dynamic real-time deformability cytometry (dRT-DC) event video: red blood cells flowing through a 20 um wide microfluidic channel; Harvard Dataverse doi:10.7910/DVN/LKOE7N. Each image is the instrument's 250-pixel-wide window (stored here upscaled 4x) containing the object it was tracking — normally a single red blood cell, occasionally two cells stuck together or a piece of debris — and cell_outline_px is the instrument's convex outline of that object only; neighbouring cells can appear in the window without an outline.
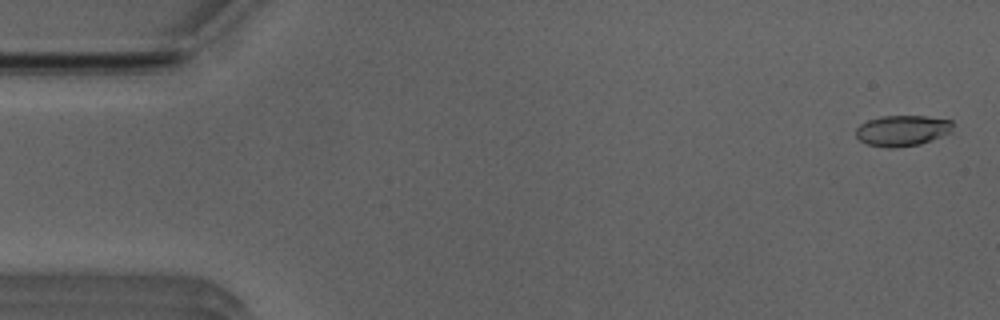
{"species": "Egyptian fruit bat (a non-hibernating species)", "species_latin": "Rousettus aegyptiacus", "temperature_condition": "room temperature", "stored_images_in_passage": 53, "camera_frame_rate_fps": 3000, "um_per_image_px": 0.085, "animal": {"sex": "male"}, "frame": {"image": 1, "passage_image": 2, "time_ms": 0.333, "image_size_px": [1000, 320], "cell_outline_px": [[952, 132], [932, 140], [920, 144], [896, 148], [888, 148], [868, 144], [860, 140], [856, 136], [856, 128], [860, 124], [868, 120], [880, 116], [928, 116], [952, 120]], "centroid_in_image_um": [76.71, 11.1], "position_along_channel_um": 8.3, "area_um2": 17.51}}
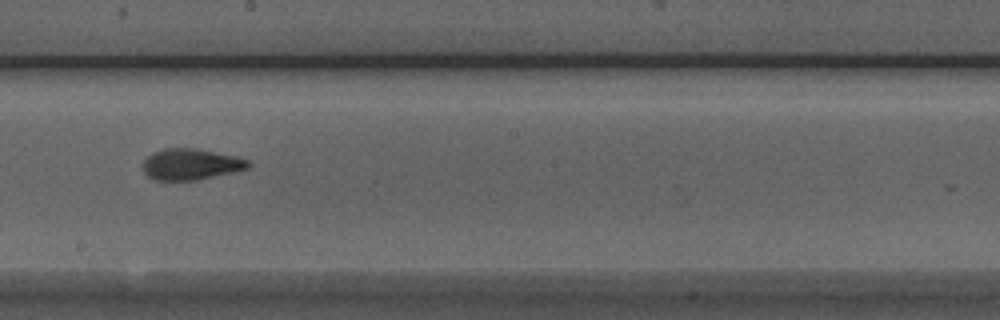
{"frame": {"image": 2, "passage_image": 29, "time_ms": 9.333, "image_size_px": [1000, 320], "cell_outline_px": [[252, 164], [248, 168], [236, 172], [196, 180], [152, 180], [144, 172], [144, 160], [152, 152], [164, 148], [196, 148], [236, 156], [248, 160]], "centroid_in_image_um": [16.24, 13.96], "position_along_channel_um": 232.0, "area_um2": 19.25}}
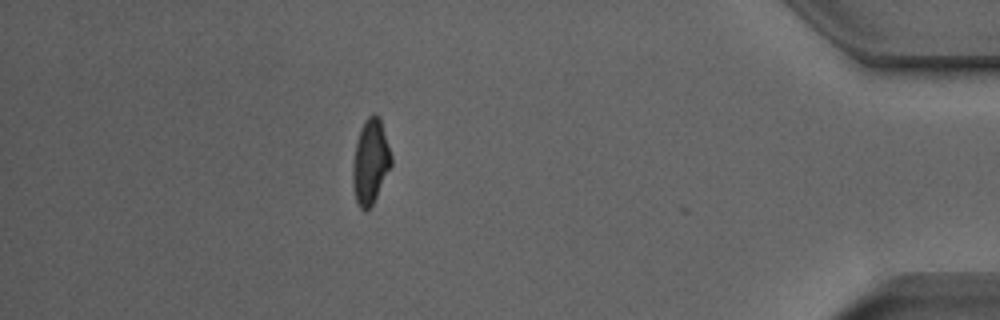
{"frame": {"image": 3, "passage_image": 46, "time_ms": 15.0, "image_size_px": [1000, 320], "cell_outline_px": [[392, 164], [372, 204], [368, 208], [360, 208], [356, 200], [352, 180], [352, 164], [356, 144], [360, 128], [364, 120], [372, 112], [376, 112], [380, 116], [392, 156]], "centroid_in_image_um": [31.49, 13.65], "position_along_channel_um": 403.7, "area_um2": 18.96}, "authors_computed_cell_mechanics": {"area_um2": 18.6694, "velocity_mm_per_s": 3.9398, "shape_relaxation_time_tau1_ms": 7.2413, "shape_relaxation_time_tau2_ms": 1.5881, "deformation_change_tau1": 0.2159, "deformation_change_tau2": 0.0887}}